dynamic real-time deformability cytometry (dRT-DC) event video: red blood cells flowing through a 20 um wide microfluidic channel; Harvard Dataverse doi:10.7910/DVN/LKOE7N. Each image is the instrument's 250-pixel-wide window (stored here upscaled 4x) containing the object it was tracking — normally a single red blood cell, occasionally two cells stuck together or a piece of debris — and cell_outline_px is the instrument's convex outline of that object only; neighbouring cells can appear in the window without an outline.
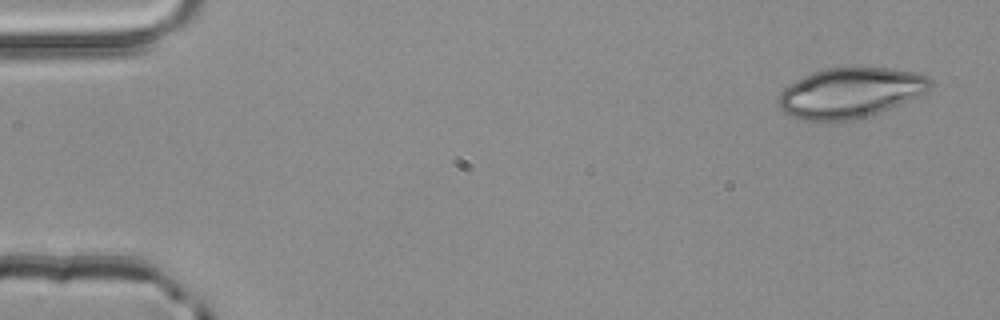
{"species": "common noctule bat (a hibernating species)", "species_latin": "Nyctalus noctula", "temperature_condition": "room temperature", "stored_images_in_passage": 4, "camera_frame_rate_fps": 3000, "um_per_image_px": 0.085, "animal": {"sex": "male", "body_mass_g": 20.4}, "frame": {"image": 1, "passage_image": 1, "time_ms": 0.0, "image_size_px": [1000, 320], "cell_outline_px": [[932, 84], [924, 92], [916, 96], [888, 108], [852, 120], [804, 120], [792, 116], [784, 112], [776, 104], [776, 100], [780, 92], [788, 84], [812, 72], [824, 68], [892, 68], [916, 72], [928, 76], [932, 80]], "centroid_in_image_um": [72.21, 7.86], "position_along_channel_um": 12.8, "area_um2": 43.81}}